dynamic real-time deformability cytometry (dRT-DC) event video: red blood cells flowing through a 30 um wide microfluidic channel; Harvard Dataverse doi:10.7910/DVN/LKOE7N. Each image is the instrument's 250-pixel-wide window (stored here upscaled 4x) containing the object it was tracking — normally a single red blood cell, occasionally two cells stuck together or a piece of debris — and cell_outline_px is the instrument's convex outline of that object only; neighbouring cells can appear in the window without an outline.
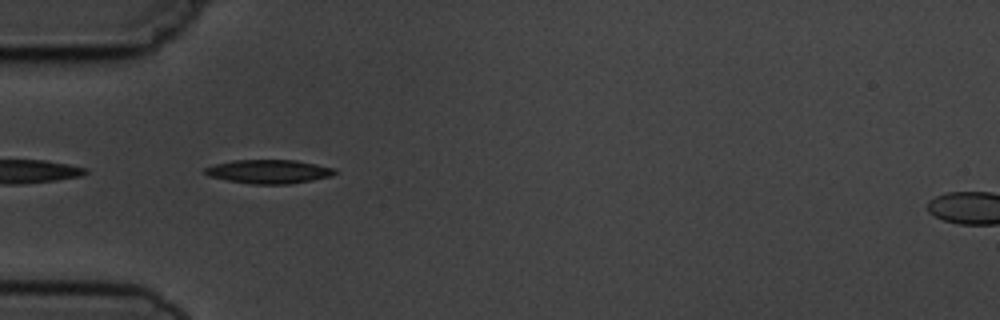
{"species": "common noctule bat (a hibernating species)", "species_latin": "Nyctalus noctula", "temperature_condition": "cold", "stored_images_in_passage": 4, "camera_frame_rate_fps": 3000, "um_per_image_px": 0.085, "animal": {"sex": "male", "body_mass_g": 19.5, "forearm_length_mm": 54.6}, "frame": {"image": 1, "passage_image": 3, "time_ms": 2.333, "image_size_px": [1000, 320], "cell_outline_px": [[336, 172], [332, 176], [312, 180], [288, 184], [252, 184], [228, 180], [208, 176], [204, 172], [204, 168], [216, 164], [232, 160], [296, 160], [336, 168]], "centroid_in_image_um": [22.86, 14.58], "position_along_channel_um": 62.1, "area_um2": 17.98}}
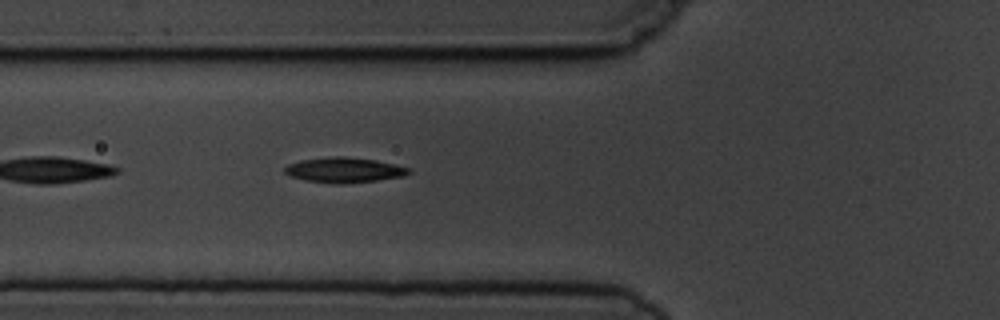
{"frame": {"image": 2, "passage_image": 4, "time_ms": 3.333, "image_size_px": [1000, 320], "cell_outline_px": [[412, 172], [404, 176], [376, 180], [336, 184], [304, 180], [292, 176], [284, 172], [284, 168], [288, 164], [300, 160], [336, 156], [344, 156], [376, 160], [408, 168]], "centroid_in_image_um": [29.23, 14.45], "position_along_channel_um": 96.6, "area_um2": 17.92}}